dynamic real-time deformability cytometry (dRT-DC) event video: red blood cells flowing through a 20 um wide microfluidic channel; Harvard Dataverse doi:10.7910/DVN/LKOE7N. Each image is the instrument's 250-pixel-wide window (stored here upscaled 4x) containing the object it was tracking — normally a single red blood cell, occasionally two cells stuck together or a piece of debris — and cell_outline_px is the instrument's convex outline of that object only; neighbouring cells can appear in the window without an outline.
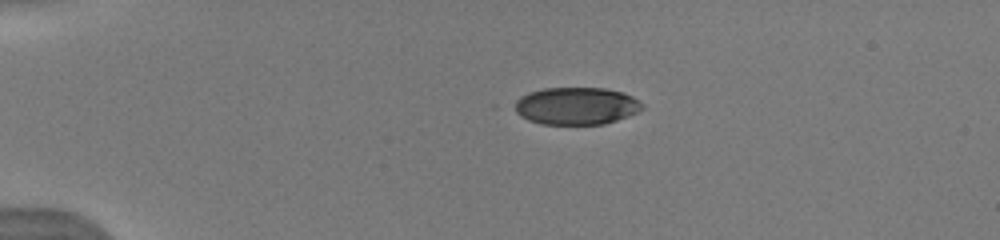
{"species": "human", "species_latin": "Homo sapiens", "temperature_condition": "warm", "stored_images_in_passage": 32, "camera_frame_rate_fps": 3000, "um_per_image_px": 0.085, "donor": {"sex": "male"}, "frame": {"image": 1, "passage_image": 1, "time_ms": 0.0, "image_size_px": [1000, 240], "cell_outline_px": [[644, 108], [628, 116], [604, 124], [540, 124], [528, 120], [520, 116], [508, 108], [520, 96], [528, 92], [544, 88], [604, 88], [620, 92], [632, 96], [644, 104]], "centroid_in_image_um": [48.9, 9.01], "position_along_channel_um": 36.1, "area_um2": 28.15}, "authors_computed_cell_mechanics": {"area_um2": 30.5762, "velocity_mm_per_s": 3.998, "shape_relaxation_time_tau1_ms": 4.4432, "shape_relaxation_time_tau2_ms": 0.781, "deformation_change_tau1": 0.1991, "deformation_change_tau2": 0.0518}}